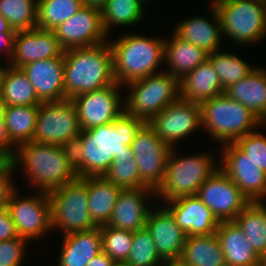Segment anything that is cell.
<instances>
[{"label": "cell", "instance_id": "obj_1", "mask_svg": "<svg viewBox=\"0 0 266 266\" xmlns=\"http://www.w3.org/2000/svg\"><path fill=\"white\" fill-rule=\"evenodd\" d=\"M145 123L123 111L112 123L82 130L72 146L77 177L104 176L114 157L132 152L131 143Z\"/></svg>", "mask_w": 266, "mask_h": 266}, {"label": "cell", "instance_id": "obj_2", "mask_svg": "<svg viewBox=\"0 0 266 266\" xmlns=\"http://www.w3.org/2000/svg\"><path fill=\"white\" fill-rule=\"evenodd\" d=\"M10 163L15 170L22 166L28 183L39 192L49 193L77 178L72 148L65 146L26 142L17 148Z\"/></svg>", "mask_w": 266, "mask_h": 266}, {"label": "cell", "instance_id": "obj_3", "mask_svg": "<svg viewBox=\"0 0 266 266\" xmlns=\"http://www.w3.org/2000/svg\"><path fill=\"white\" fill-rule=\"evenodd\" d=\"M64 94L72 99L114 84L109 42L64 50Z\"/></svg>", "mask_w": 266, "mask_h": 266}, {"label": "cell", "instance_id": "obj_4", "mask_svg": "<svg viewBox=\"0 0 266 266\" xmlns=\"http://www.w3.org/2000/svg\"><path fill=\"white\" fill-rule=\"evenodd\" d=\"M109 44L113 75L119 85L125 86L162 71L159 68L164 64V38L124 33Z\"/></svg>", "mask_w": 266, "mask_h": 266}, {"label": "cell", "instance_id": "obj_5", "mask_svg": "<svg viewBox=\"0 0 266 266\" xmlns=\"http://www.w3.org/2000/svg\"><path fill=\"white\" fill-rule=\"evenodd\" d=\"M200 116L201 128L219 145L235 143L245 134L266 127L250 109L225 93L201 103Z\"/></svg>", "mask_w": 266, "mask_h": 266}, {"label": "cell", "instance_id": "obj_6", "mask_svg": "<svg viewBox=\"0 0 266 266\" xmlns=\"http://www.w3.org/2000/svg\"><path fill=\"white\" fill-rule=\"evenodd\" d=\"M177 152L176 148L170 152L164 180L156 190V197L163 203L197 194L203 182L219 168L211 151L190 156H179Z\"/></svg>", "mask_w": 266, "mask_h": 266}, {"label": "cell", "instance_id": "obj_7", "mask_svg": "<svg viewBox=\"0 0 266 266\" xmlns=\"http://www.w3.org/2000/svg\"><path fill=\"white\" fill-rule=\"evenodd\" d=\"M211 3L219 15L222 37L228 36L241 47L266 37V0H212Z\"/></svg>", "mask_w": 266, "mask_h": 266}, {"label": "cell", "instance_id": "obj_8", "mask_svg": "<svg viewBox=\"0 0 266 266\" xmlns=\"http://www.w3.org/2000/svg\"><path fill=\"white\" fill-rule=\"evenodd\" d=\"M126 86L124 111L146 123L180 97L179 80L164 70Z\"/></svg>", "mask_w": 266, "mask_h": 266}, {"label": "cell", "instance_id": "obj_9", "mask_svg": "<svg viewBox=\"0 0 266 266\" xmlns=\"http://www.w3.org/2000/svg\"><path fill=\"white\" fill-rule=\"evenodd\" d=\"M51 202L52 230H61L62 236L90 231L98 227L88 208L87 177H77L48 193Z\"/></svg>", "mask_w": 266, "mask_h": 266}, {"label": "cell", "instance_id": "obj_10", "mask_svg": "<svg viewBox=\"0 0 266 266\" xmlns=\"http://www.w3.org/2000/svg\"><path fill=\"white\" fill-rule=\"evenodd\" d=\"M82 129L71 99L42 102L33 134V142L72 148Z\"/></svg>", "mask_w": 266, "mask_h": 266}, {"label": "cell", "instance_id": "obj_11", "mask_svg": "<svg viewBox=\"0 0 266 266\" xmlns=\"http://www.w3.org/2000/svg\"><path fill=\"white\" fill-rule=\"evenodd\" d=\"M16 189L15 187L10 193L7 209L18 236L28 241L44 237L52 231L51 202L48 193L38 191L25 197L19 195Z\"/></svg>", "mask_w": 266, "mask_h": 266}, {"label": "cell", "instance_id": "obj_12", "mask_svg": "<svg viewBox=\"0 0 266 266\" xmlns=\"http://www.w3.org/2000/svg\"><path fill=\"white\" fill-rule=\"evenodd\" d=\"M140 179L155 191L162 184L172 148L145 123L131 143Z\"/></svg>", "mask_w": 266, "mask_h": 266}, {"label": "cell", "instance_id": "obj_13", "mask_svg": "<svg viewBox=\"0 0 266 266\" xmlns=\"http://www.w3.org/2000/svg\"><path fill=\"white\" fill-rule=\"evenodd\" d=\"M147 123L166 145L177 148L178 141L201 128L200 105L179 97Z\"/></svg>", "mask_w": 266, "mask_h": 266}, {"label": "cell", "instance_id": "obj_14", "mask_svg": "<svg viewBox=\"0 0 266 266\" xmlns=\"http://www.w3.org/2000/svg\"><path fill=\"white\" fill-rule=\"evenodd\" d=\"M221 149L219 168L250 202L265 201L266 173L257 167L235 143L221 145Z\"/></svg>", "mask_w": 266, "mask_h": 266}, {"label": "cell", "instance_id": "obj_15", "mask_svg": "<svg viewBox=\"0 0 266 266\" xmlns=\"http://www.w3.org/2000/svg\"><path fill=\"white\" fill-rule=\"evenodd\" d=\"M117 82L103 89L83 93L71 99L82 130L112 123L123 111L124 100Z\"/></svg>", "mask_w": 266, "mask_h": 266}, {"label": "cell", "instance_id": "obj_16", "mask_svg": "<svg viewBox=\"0 0 266 266\" xmlns=\"http://www.w3.org/2000/svg\"><path fill=\"white\" fill-rule=\"evenodd\" d=\"M220 221H233L250 203L235 183L218 168L196 194Z\"/></svg>", "mask_w": 266, "mask_h": 266}, {"label": "cell", "instance_id": "obj_17", "mask_svg": "<svg viewBox=\"0 0 266 266\" xmlns=\"http://www.w3.org/2000/svg\"><path fill=\"white\" fill-rule=\"evenodd\" d=\"M53 31L64 50L98 45L106 42L108 36L103 29L101 9L88 6H83Z\"/></svg>", "mask_w": 266, "mask_h": 266}, {"label": "cell", "instance_id": "obj_18", "mask_svg": "<svg viewBox=\"0 0 266 266\" xmlns=\"http://www.w3.org/2000/svg\"><path fill=\"white\" fill-rule=\"evenodd\" d=\"M145 227L154 241L159 256L166 263L178 262L187 234L176 224L171 212L165 206L152 208Z\"/></svg>", "mask_w": 266, "mask_h": 266}, {"label": "cell", "instance_id": "obj_19", "mask_svg": "<svg viewBox=\"0 0 266 266\" xmlns=\"http://www.w3.org/2000/svg\"><path fill=\"white\" fill-rule=\"evenodd\" d=\"M63 52L54 31L40 28L16 31L8 65L21 68L27 63L58 57Z\"/></svg>", "mask_w": 266, "mask_h": 266}, {"label": "cell", "instance_id": "obj_20", "mask_svg": "<svg viewBox=\"0 0 266 266\" xmlns=\"http://www.w3.org/2000/svg\"><path fill=\"white\" fill-rule=\"evenodd\" d=\"M151 196L156 191L150 187L121 189L107 225L130 232L144 228L153 207L147 202Z\"/></svg>", "mask_w": 266, "mask_h": 266}, {"label": "cell", "instance_id": "obj_21", "mask_svg": "<svg viewBox=\"0 0 266 266\" xmlns=\"http://www.w3.org/2000/svg\"><path fill=\"white\" fill-rule=\"evenodd\" d=\"M164 205L187 237L214 234L220 224L213 212L196 194L171 200Z\"/></svg>", "mask_w": 266, "mask_h": 266}, {"label": "cell", "instance_id": "obj_22", "mask_svg": "<svg viewBox=\"0 0 266 266\" xmlns=\"http://www.w3.org/2000/svg\"><path fill=\"white\" fill-rule=\"evenodd\" d=\"M21 69L41 102L65 99L64 52L58 57L27 63Z\"/></svg>", "mask_w": 266, "mask_h": 266}, {"label": "cell", "instance_id": "obj_23", "mask_svg": "<svg viewBox=\"0 0 266 266\" xmlns=\"http://www.w3.org/2000/svg\"><path fill=\"white\" fill-rule=\"evenodd\" d=\"M211 19L194 16L179 22L172 31L182 40L202 48L206 53L210 54L221 48V23L219 15L214 5L210 3Z\"/></svg>", "mask_w": 266, "mask_h": 266}, {"label": "cell", "instance_id": "obj_24", "mask_svg": "<svg viewBox=\"0 0 266 266\" xmlns=\"http://www.w3.org/2000/svg\"><path fill=\"white\" fill-rule=\"evenodd\" d=\"M216 234L224 252L225 264L260 266L261 256L234 221L220 222Z\"/></svg>", "mask_w": 266, "mask_h": 266}, {"label": "cell", "instance_id": "obj_25", "mask_svg": "<svg viewBox=\"0 0 266 266\" xmlns=\"http://www.w3.org/2000/svg\"><path fill=\"white\" fill-rule=\"evenodd\" d=\"M180 98L201 104L224 93L212 63L206 59L179 80Z\"/></svg>", "mask_w": 266, "mask_h": 266}, {"label": "cell", "instance_id": "obj_26", "mask_svg": "<svg viewBox=\"0 0 266 266\" xmlns=\"http://www.w3.org/2000/svg\"><path fill=\"white\" fill-rule=\"evenodd\" d=\"M57 266H86L102 251L101 227L62 236Z\"/></svg>", "mask_w": 266, "mask_h": 266}, {"label": "cell", "instance_id": "obj_27", "mask_svg": "<svg viewBox=\"0 0 266 266\" xmlns=\"http://www.w3.org/2000/svg\"><path fill=\"white\" fill-rule=\"evenodd\" d=\"M224 93L242 103L266 123V68L256 66L249 75L227 88Z\"/></svg>", "mask_w": 266, "mask_h": 266}, {"label": "cell", "instance_id": "obj_28", "mask_svg": "<svg viewBox=\"0 0 266 266\" xmlns=\"http://www.w3.org/2000/svg\"><path fill=\"white\" fill-rule=\"evenodd\" d=\"M207 56L202 48L182 40L173 32L170 40L165 39L164 63L168 67L164 71L180 80L203 63Z\"/></svg>", "mask_w": 266, "mask_h": 266}, {"label": "cell", "instance_id": "obj_29", "mask_svg": "<svg viewBox=\"0 0 266 266\" xmlns=\"http://www.w3.org/2000/svg\"><path fill=\"white\" fill-rule=\"evenodd\" d=\"M121 189L104 176L87 177L89 213L98 227L107 225L110 221Z\"/></svg>", "mask_w": 266, "mask_h": 266}, {"label": "cell", "instance_id": "obj_30", "mask_svg": "<svg viewBox=\"0 0 266 266\" xmlns=\"http://www.w3.org/2000/svg\"><path fill=\"white\" fill-rule=\"evenodd\" d=\"M0 96L7 106H38L42 102L21 68L0 65Z\"/></svg>", "mask_w": 266, "mask_h": 266}, {"label": "cell", "instance_id": "obj_31", "mask_svg": "<svg viewBox=\"0 0 266 266\" xmlns=\"http://www.w3.org/2000/svg\"><path fill=\"white\" fill-rule=\"evenodd\" d=\"M178 262L183 266H223L225 256L217 234L187 237Z\"/></svg>", "mask_w": 266, "mask_h": 266}, {"label": "cell", "instance_id": "obj_32", "mask_svg": "<svg viewBox=\"0 0 266 266\" xmlns=\"http://www.w3.org/2000/svg\"><path fill=\"white\" fill-rule=\"evenodd\" d=\"M243 231L253 249L262 257L266 255V205L250 202L233 220Z\"/></svg>", "mask_w": 266, "mask_h": 266}, {"label": "cell", "instance_id": "obj_33", "mask_svg": "<svg viewBox=\"0 0 266 266\" xmlns=\"http://www.w3.org/2000/svg\"><path fill=\"white\" fill-rule=\"evenodd\" d=\"M143 5L140 0H107L101 9L105 33L109 35L114 26L130 27L142 21L145 17Z\"/></svg>", "mask_w": 266, "mask_h": 266}, {"label": "cell", "instance_id": "obj_34", "mask_svg": "<svg viewBox=\"0 0 266 266\" xmlns=\"http://www.w3.org/2000/svg\"><path fill=\"white\" fill-rule=\"evenodd\" d=\"M39 111L38 106L6 107L5 125L11 142L18 148L20 145L33 140L35 124Z\"/></svg>", "mask_w": 266, "mask_h": 266}, {"label": "cell", "instance_id": "obj_35", "mask_svg": "<svg viewBox=\"0 0 266 266\" xmlns=\"http://www.w3.org/2000/svg\"><path fill=\"white\" fill-rule=\"evenodd\" d=\"M207 59L212 63L220 79L223 91L245 78L256 67L251 66L236 54L221 50L208 54Z\"/></svg>", "mask_w": 266, "mask_h": 266}, {"label": "cell", "instance_id": "obj_36", "mask_svg": "<svg viewBox=\"0 0 266 266\" xmlns=\"http://www.w3.org/2000/svg\"><path fill=\"white\" fill-rule=\"evenodd\" d=\"M82 7L81 0H38L37 28L53 31Z\"/></svg>", "mask_w": 266, "mask_h": 266}, {"label": "cell", "instance_id": "obj_37", "mask_svg": "<svg viewBox=\"0 0 266 266\" xmlns=\"http://www.w3.org/2000/svg\"><path fill=\"white\" fill-rule=\"evenodd\" d=\"M38 0H2L1 15L15 31L37 28Z\"/></svg>", "mask_w": 266, "mask_h": 266}, {"label": "cell", "instance_id": "obj_38", "mask_svg": "<svg viewBox=\"0 0 266 266\" xmlns=\"http://www.w3.org/2000/svg\"><path fill=\"white\" fill-rule=\"evenodd\" d=\"M104 177L122 189L148 187L140 179L133 152H121L114 157Z\"/></svg>", "mask_w": 266, "mask_h": 266}, {"label": "cell", "instance_id": "obj_39", "mask_svg": "<svg viewBox=\"0 0 266 266\" xmlns=\"http://www.w3.org/2000/svg\"><path fill=\"white\" fill-rule=\"evenodd\" d=\"M125 263L128 266H163L166 263L146 227L133 232L132 247Z\"/></svg>", "mask_w": 266, "mask_h": 266}, {"label": "cell", "instance_id": "obj_40", "mask_svg": "<svg viewBox=\"0 0 266 266\" xmlns=\"http://www.w3.org/2000/svg\"><path fill=\"white\" fill-rule=\"evenodd\" d=\"M102 251L115 262H125L132 247L133 232L102 225Z\"/></svg>", "mask_w": 266, "mask_h": 266}, {"label": "cell", "instance_id": "obj_41", "mask_svg": "<svg viewBox=\"0 0 266 266\" xmlns=\"http://www.w3.org/2000/svg\"><path fill=\"white\" fill-rule=\"evenodd\" d=\"M235 144L266 173V135L256 130L240 137Z\"/></svg>", "mask_w": 266, "mask_h": 266}, {"label": "cell", "instance_id": "obj_42", "mask_svg": "<svg viewBox=\"0 0 266 266\" xmlns=\"http://www.w3.org/2000/svg\"><path fill=\"white\" fill-rule=\"evenodd\" d=\"M28 243L22 237L0 241V266H22Z\"/></svg>", "mask_w": 266, "mask_h": 266}, {"label": "cell", "instance_id": "obj_43", "mask_svg": "<svg viewBox=\"0 0 266 266\" xmlns=\"http://www.w3.org/2000/svg\"><path fill=\"white\" fill-rule=\"evenodd\" d=\"M14 167L11 163H0V209L7 207L11 191L15 188L13 184Z\"/></svg>", "mask_w": 266, "mask_h": 266}, {"label": "cell", "instance_id": "obj_44", "mask_svg": "<svg viewBox=\"0 0 266 266\" xmlns=\"http://www.w3.org/2000/svg\"><path fill=\"white\" fill-rule=\"evenodd\" d=\"M16 31L10 26L8 21L0 16V54L5 53L10 62L13 55L14 37Z\"/></svg>", "mask_w": 266, "mask_h": 266}, {"label": "cell", "instance_id": "obj_45", "mask_svg": "<svg viewBox=\"0 0 266 266\" xmlns=\"http://www.w3.org/2000/svg\"><path fill=\"white\" fill-rule=\"evenodd\" d=\"M16 152L17 147L11 142L6 126H0V163H10Z\"/></svg>", "mask_w": 266, "mask_h": 266}, {"label": "cell", "instance_id": "obj_46", "mask_svg": "<svg viewBox=\"0 0 266 266\" xmlns=\"http://www.w3.org/2000/svg\"><path fill=\"white\" fill-rule=\"evenodd\" d=\"M19 237L7 207L0 209V241Z\"/></svg>", "mask_w": 266, "mask_h": 266}, {"label": "cell", "instance_id": "obj_47", "mask_svg": "<svg viewBox=\"0 0 266 266\" xmlns=\"http://www.w3.org/2000/svg\"><path fill=\"white\" fill-rule=\"evenodd\" d=\"M114 263V260L101 251L97 256L93 257L86 266H113Z\"/></svg>", "mask_w": 266, "mask_h": 266}, {"label": "cell", "instance_id": "obj_48", "mask_svg": "<svg viewBox=\"0 0 266 266\" xmlns=\"http://www.w3.org/2000/svg\"><path fill=\"white\" fill-rule=\"evenodd\" d=\"M81 1L83 6L102 9L105 6L107 0H81Z\"/></svg>", "mask_w": 266, "mask_h": 266}, {"label": "cell", "instance_id": "obj_49", "mask_svg": "<svg viewBox=\"0 0 266 266\" xmlns=\"http://www.w3.org/2000/svg\"><path fill=\"white\" fill-rule=\"evenodd\" d=\"M6 103L3 101V99L0 96V126H6L5 125V111H6Z\"/></svg>", "mask_w": 266, "mask_h": 266}, {"label": "cell", "instance_id": "obj_50", "mask_svg": "<svg viewBox=\"0 0 266 266\" xmlns=\"http://www.w3.org/2000/svg\"><path fill=\"white\" fill-rule=\"evenodd\" d=\"M260 266H266V255L261 257Z\"/></svg>", "mask_w": 266, "mask_h": 266}, {"label": "cell", "instance_id": "obj_51", "mask_svg": "<svg viewBox=\"0 0 266 266\" xmlns=\"http://www.w3.org/2000/svg\"><path fill=\"white\" fill-rule=\"evenodd\" d=\"M113 266H128V265L125 262L118 261V262H115Z\"/></svg>", "mask_w": 266, "mask_h": 266}, {"label": "cell", "instance_id": "obj_52", "mask_svg": "<svg viewBox=\"0 0 266 266\" xmlns=\"http://www.w3.org/2000/svg\"><path fill=\"white\" fill-rule=\"evenodd\" d=\"M163 266H177L175 263H165Z\"/></svg>", "mask_w": 266, "mask_h": 266}, {"label": "cell", "instance_id": "obj_53", "mask_svg": "<svg viewBox=\"0 0 266 266\" xmlns=\"http://www.w3.org/2000/svg\"><path fill=\"white\" fill-rule=\"evenodd\" d=\"M143 4L150 2V0H140ZM153 1V0H152Z\"/></svg>", "mask_w": 266, "mask_h": 266}, {"label": "cell", "instance_id": "obj_54", "mask_svg": "<svg viewBox=\"0 0 266 266\" xmlns=\"http://www.w3.org/2000/svg\"><path fill=\"white\" fill-rule=\"evenodd\" d=\"M175 264H176L177 266H183V265H181L179 262H175Z\"/></svg>", "mask_w": 266, "mask_h": 266}, {"label": "cell", "instance_id": "obj_55", "mask_svg": "<svg viewBox=\"0 0 266 266\" xmlns=\"http://www.w3.org/2000/svg\"><path fill=\"white\" fill-rule=\"evenodd\" d=\"M223 266H234V265L224 264Z\"/></svg>", "mask_w": 266, "mask_h": 266}]
</instances>
